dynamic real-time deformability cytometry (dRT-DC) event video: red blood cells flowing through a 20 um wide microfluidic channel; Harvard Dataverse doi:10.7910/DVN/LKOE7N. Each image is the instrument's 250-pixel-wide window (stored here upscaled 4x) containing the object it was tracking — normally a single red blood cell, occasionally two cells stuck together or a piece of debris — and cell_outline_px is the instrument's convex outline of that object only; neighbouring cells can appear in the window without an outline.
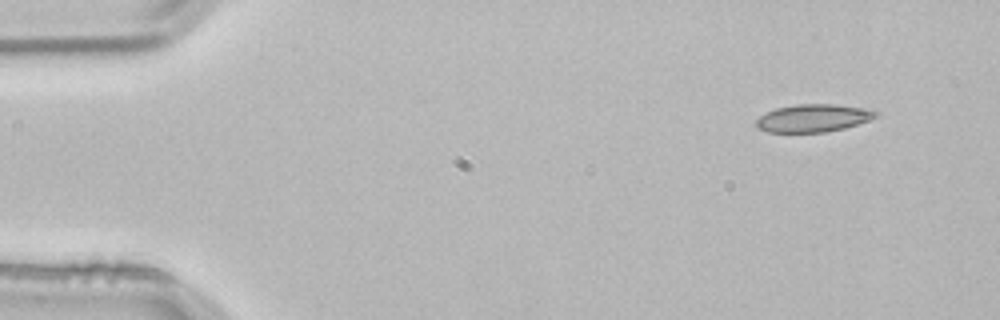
{"species": "common noctule bat (a hibernating species)", "species_latin": "Nyctalus noctula", "temperature_condition": "room temperature", "stored_images_in_passage": 4, "camera_frame_rate_fps": 3000, "um_per_image_px": 0.085, "animal": {"sex": "male", "body_mass_g": 21.5, "forearm_length_mm": 52.0}, "frame": {"image": 1, "passage_image": 1, "time_ms": 0.0, "image_size_px": [1000, 320], "cell_outline_px": [[880, 112], [876, 116], [868, 120], [844, 128], [824, 132], [768, 132], [756, 128], [756, 120], [760, 116], [776, 108], [796, 104], [836, 104], [868, 108]], "centroid_in_image_um": [69.13, 10.03], "position_along_channel_um": 15.9, "area_um2": 19.31}}
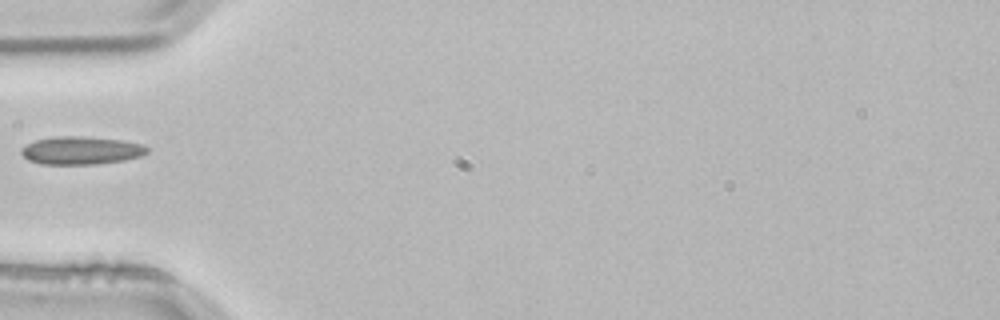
{"frame": {"image": 2, "passage_image": 4, "time_ms": 1.0, "image_size_px": [1000, 320], "cell_outline_px": [[148, 152], [140, 156], [124, 160], [96, 164], [40, 164], [28, 160], [20, 152], [20, 148], [24, 144], [36, 140], [56, 136], [84, 136], [120, 140], [140, 144], [148, 148]], "centroid_in_image_um": [6.83, 12.79], "position_along_channel_um": 78.2, "area_um2": 20.52}}